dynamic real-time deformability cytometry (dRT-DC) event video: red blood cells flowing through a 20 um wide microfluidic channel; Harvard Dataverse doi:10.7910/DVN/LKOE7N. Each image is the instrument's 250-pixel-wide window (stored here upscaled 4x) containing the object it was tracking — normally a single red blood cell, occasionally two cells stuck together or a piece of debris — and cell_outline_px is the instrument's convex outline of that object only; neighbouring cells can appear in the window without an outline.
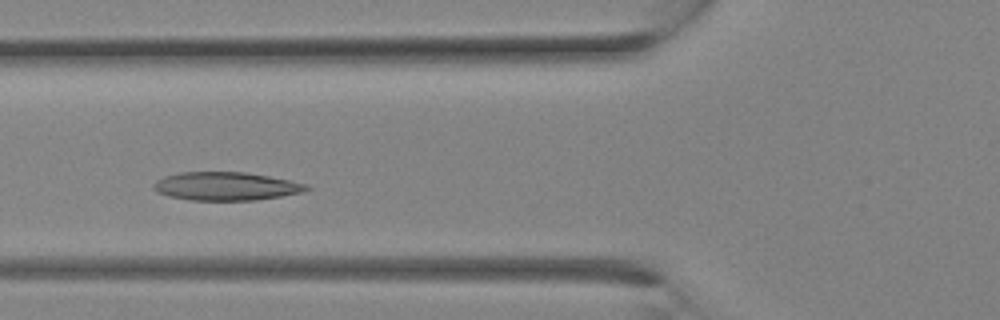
{"species": "Egyptian fruit bat (a non-hibernating species)", "species_latin": "Rousettus aegyptiacus", "temperature_condition": "room temperature", "stored_images_in_passage": 13, "camera_frame_rate_fps": 3000, "um_per_image_px": 0.085, "animal": {"sex": "female"}, "frame": {"image": 1, "passage_image": 8, "time_ms": 2.333, "image_size_px": [1000, 320], "cell_outline_px": [[312, 188], [300, 192], [280, 196], [256, 200], [192, 200], [168, 196], [156, 192], [152, 188], [152, 184], [156, 180], [164, 176], [180, 172], [244, 172], [268, 176], [308, 184]], "centroid_in_image_um": [19.16, 15.83], "position_along_channel_um": 106.6, "area_um2": 25.2}}
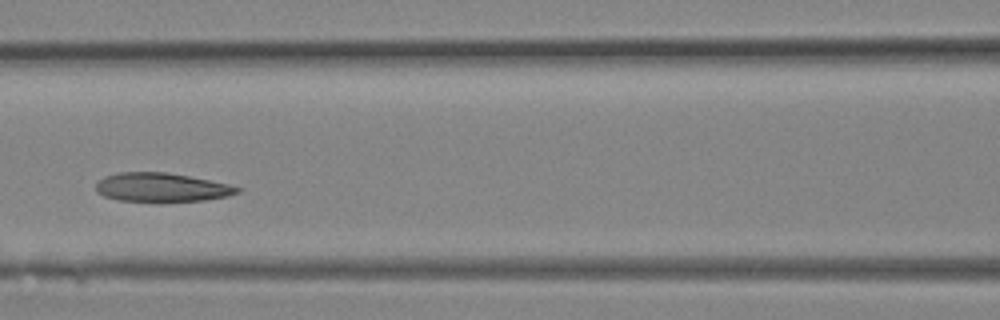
{"frame": {"image": 2, "passage_image": 10, "time_ms": 3.0, "image_size_px": [1000, 320], "cell_outline_px": [[244, 188], [240, 192], [228, 196], [204, 200], [156, 204], [120, 200], [104, 196], [96, 192], [96, 184], [104, 176], [120, 172], [164, 172], [188, 176], [228, 184]], "centroid_in_image_um": [13.74, 15.97], "position_along_channel_um": 152.9, "area_um2": 24.45}}
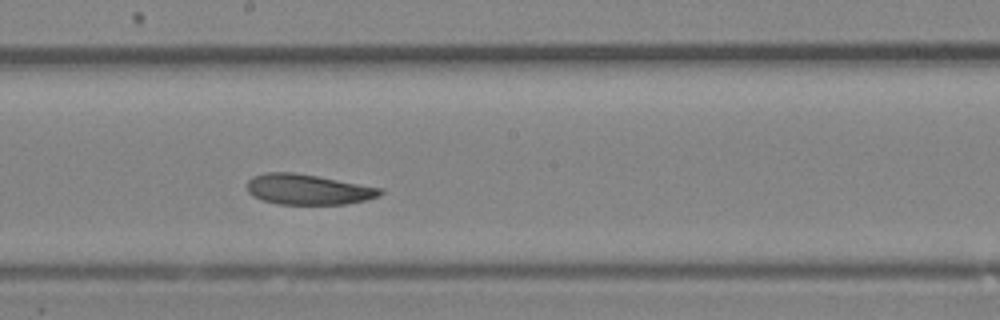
{"frame": {"image": 3, "passage_image": 13, "time_ms": 4.0, "image_size_px": [1000, 320], "cell_outline_px": [[384, 192], [380, 196], [348, 204], [276, 204], [252, 196], [248, 192], [248, 180], [252, 176], [264, 172], [292, 172], [316, 176], [384, 188]], "centroid_in_image_um": [26.19, 16.1], "position_along_channel_um": 222.0, "area_um2": 23.64}}